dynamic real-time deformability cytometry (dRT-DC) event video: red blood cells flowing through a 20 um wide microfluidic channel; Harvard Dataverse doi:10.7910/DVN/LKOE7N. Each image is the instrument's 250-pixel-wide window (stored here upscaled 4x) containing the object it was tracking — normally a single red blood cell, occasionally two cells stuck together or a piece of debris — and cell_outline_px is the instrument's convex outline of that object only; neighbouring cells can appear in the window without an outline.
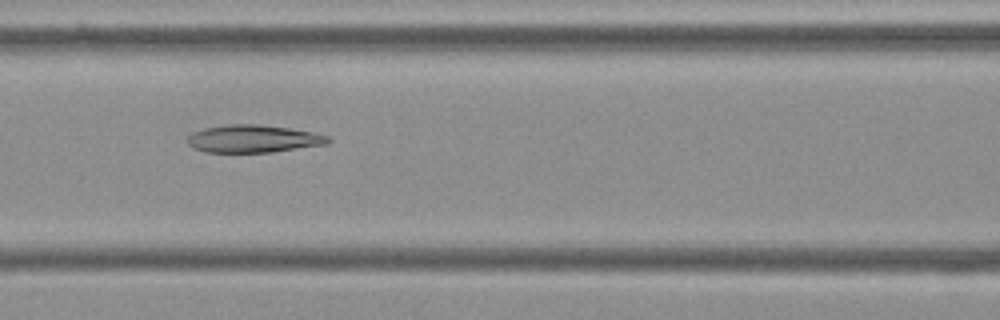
{"species": "Egyptian fruit bat (a non-hibernating species)", "species_latin": "Rousettus aegyptiacus", "temperature_condition": "cold", "stored_images_in_passage": 9, "camera_frame_rate_fps": 3000, "um_per_image_px": 0.085, "frame": {"image": 1, "passage_image": 7, "time_ms": 2.0, "image_size_px": [1000, 320], "cell_outline_px": [[332, 140], [328, 144], [272, 152], [208, 152], [192, 148], [188, 144], [188, 136], [192, 132], [204, 128], [228, 124], [256, 124], [288, 128], [312, 132], [332, 136]], "centroid_in_image_um": [21.56, 11.79], "position_along_channel_um": 145.0, "area_um2": 22.72}}
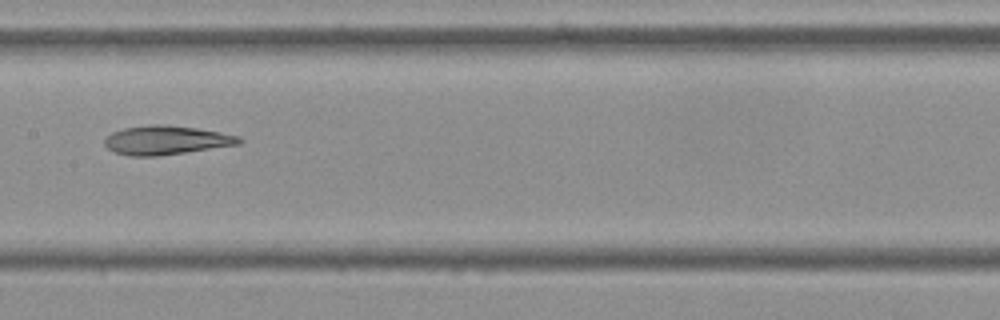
{"frame": {"image": 2, "passage_image": 8, "time_ms": 2.333, "image_size_px": [1000, 320], "cell_outline_px": [[244, 140], [240, 144], [156, 156], [128, 156], [116, 152], [108, 148], [104, 144], [104, 140], [112, 132], [124, 128], [152, 124], [164, 124], [196, 128], [220, 132], [240, 136]], "centroid_in_image_um": [14.13, 11.91], "position_along_channel_um": 193.3, "area_um2": 22.54}}
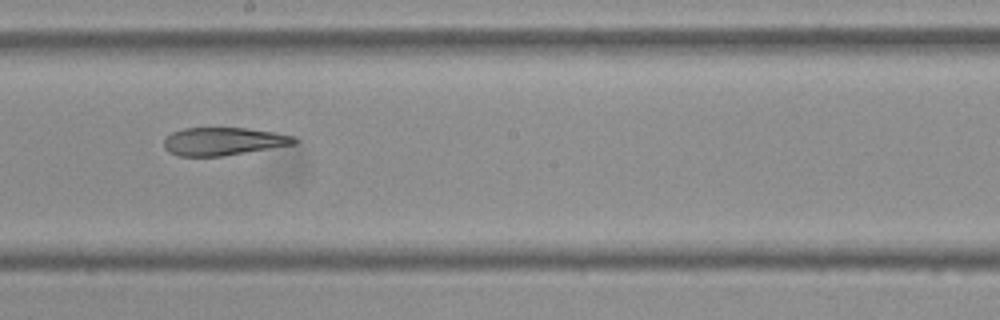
{"frame": {"image": 3, "passage_image": 9, "time_ms": 2.667, "image_size_px": [1000, 320], "cell_outline_px": [[300, 140], [296, 144], [220, 156], [176, 156], [168, 152], [164, 148], [164, 136], [172, 132], [184, 128], [248, 128], [272, 132], [292, 136]], "centroid_in_image_um": [18.93, 12.01], "position_along_channel_um": 229.3, "area_um2": 21.21}}